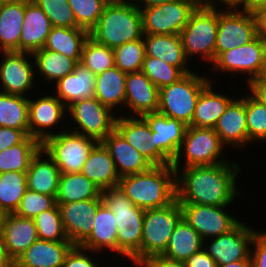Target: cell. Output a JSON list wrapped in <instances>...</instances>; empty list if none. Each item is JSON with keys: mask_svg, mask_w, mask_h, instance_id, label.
Listing matches in <instances>:
<instances>
[{"mask_svg": "<svg viewBox=\"0 0 266 267\" xmlns=\"http://www.w3.org/2000/svg\"><path fill=\"white\" fill-rule=\"evenodd\" d=\"M142 14L143 34L167 35L166 3L140 9Z\"/></svg>", "mask_w": 266, "mask_h": 267, "instance_id": "50", "label": "cell"}, {"mask_svg": "<svg viewBox=\"0 0 266 267\" xmlns=\"http://www.w3.org/2000/svg\"><path fill=\"white\" fill-rule=\"evenodd\" d=\"M125 105L140 117L158 112L159 89L142 71L127 73Z\"/></svg>", "mask_w": 266, "mask_h": 267, "instance_id": "21", "label": "cell"}, {"mask_svg": "<svg viewBox=\"0 0 266 267\" xmlns=\"http://www.w3.org/2000/svg\"><path fill=\"white\" fill-rule=\"evenodd\" d=\"M102 198L57 204L68 240L81 245L91 234Z\"/></svg>", "mask_w": 266, "mask_h": 267, "instance_id": "15", "label": "cell"}, {"mask_svg": "<svg viewBox=\"0 0 266 267\" xmlns=\"http://www.w3.org/2000/svg\"><path fill=\"white\" fill-rule=\"evenodd\" d=\"M184 263L186 267H217L215 260L205 252L204 248L192 254Z\"/></svg>", "mask_w": 266, "mask_h": 267, "instance_id": "55", "label": "cell"}, {"mask_svg": "<svg viewBox=\"0 0 266 267\" xmlns=\"http://www.w3.org/2000/svg\"><path fill=\"white\" fill-rule=\"evenodd\" d=\"M141 71L158 89L177 82L185 75L178 67L150 56L144 57Z\"/></svg>", "mask_w": 266, "mask_h": 267, "instance_id": "43", "label": "cell"}, {"mask_svg": "<svg viewBox=\"0 0 266 267\" xmlns=\"http://www.w3.org/2000/svg\"><path fill=\"white\" fill-rule=\"evenodd\" d=\"M248 140L266 141V105L251 94L245 97Z\"/></svg>", "mask_w": 266, "mask_h": 267, "instance_id": "46", "label": "cell"}, {"mask_svg": "<svg viewBox=\"0 0 266 267\" xmlns=\"http://www.w3.org/2000/svg\"><path fill=\"white\" fill-rule=\"evenodd\" d=\"M215 7H197L180 36L187 59L199 54L208 62L215 61L219 11Z\"/></svg>", "mask_w": 266, "mask_h": 267, "instance_id": "7", "label": "cell"}, {"mask_svg": "<svg viewBox=\"0 0 266 267\" xmlns=\"http://www.w3.org/2000/svg\"><path fill=\"white\" fill-rule=\"evenodd\" d=\"M101 197L116 216L117 253L137 265L145 210L135 206L118 186L101 190Z\"/></svg>", "mask_w": 266, "mask_h": 267, "instance_id": "4", "label": "cell"}, {"mask_svg": "<svg viewBox=\"0 0 266 267\" xmlns=\"http://www.w3.org/2000/svg\"><path fill=\"white\" fill-rule=\"evenodd\" d=\"M65 111V104L54 95H46L37 100L29 99V136L42 144L47 138L55 135V132L46 130L59 124L66 115Z\"/></svg>", "mask_w": 266, "mask_h": 267, "instance_id": "18", "label": "cell"}, {"mask_svg": "<svg viewBox=\"0 0 266 267\" xmlns=\"http://www.w3.org/2000/svg\"><path fill=\"white\" fill-rule=\"evenodd\" d=\"M257 230L239 222L229 232L210 240V245L203 246L205 252L215 260L217 266L241 260H251L249 245Z\"/></svg>", "mask_w": 266, "mask_h": 267, "instance_id": "14", "label": "cell"}, {"mask_svg": "<svg viewBox=\"0 0 266 267\" xmlns=\"http://www.w3.org/2000/svg\"><path fill=\"white\" fill-rule=\"evenodd\" d=\"M196 8L189 0L166 2L167 35H180Z\"/></svg>", "mask_w": 266, "mask_h": 267, "instance_id": "48", "label": "cell"}, {"mask_svg": "<svg viewBox=\"0 0 266 267\" xmlns=\"http://www.w3.org/2000/svg\"><path fill=\"white\" fill-rule=\"evenodd\" d=\"M149 124L155 147L170 161L176 157L187 130V125L159 112L147 113L142 116Z\"/></svg>", "mask_w": 266, "mask_h": 267, "instance_id": "19", "label": "cell"}, {"mask_svg": "<svg viewBox=\"0 0 266 267\" xmlns=\"http://www.w3.org/2000/svg\"><path fill=\"white\" fill-rule=\"evenodd\" d=\"M34 57L35 70L47 78V81H59L74 71L77 63L63 55L44 48L37 50L31 55Z\"/></svg>", "mask_w": 266, "mask_h": 267, "instance_id": "39", "label": "cell"}, {"mask_svg": "<svg viewBox=\"0 0 266 267\" xmlns=\"http://www.w3.org/2000/svg\"><path fill=\"white\" fill-rule=\"evenodd\" d=\"M4 58L0 63V81L4 93L25 96V92L33 89L36 75L35 65H31L27 57L29 52H2ZM34 69V70H33Z\"/></svg>", "mask_w": 266, "mask_h": 267, "instance_id": "17", "label": "cell"}, {"mask_svg": "<svg viewBox=\"0 0 266 267\" xmlns=\"http://www.w3.org/2000/svg\"><path fill=\"white\" fill-rule=\"evenodd\" d=\"M118 187L141 209L163 208L176 200V170L171 164L120 178Z\"/></svg>", "mask_w": 266, "mask_h": 267, "instance_id": "2", "label": "cell"}, {"mask_svg": "<svg viewBox=\"0 0 266 267\" xmlns=\"http://www.w3.org/2000/svg\"><path fill=\"white\" fill-rule=\"evenodd\" d=\"M115 129L153 166L171 164L155 147V139L152 136L151 128L143 117L117 116Z\"/></svg>", "mask_w": 266, "mask_h": 267, "instance_id": "16", "label": "cell"}, {"mask_svg": "<svg viewBox=\"0 0 266 267\" xmlns=\"http://www.w3.org/2000/svg\"><path fill=\"white\" fill-rule=\"evenodd\" d=\"M89 32L83 28L52 27L44 49L62 53L77 64L81 61L82 48Z\"/></svg>", "mask_w": 266, "mask_h": 267, "instance_id": "33", "label": "cell"}, {"mask_svg": "<svg viewBox=\"0 0 266 267\" xmlns=\"http://www.w3.org/2000/svg\"><path fill=\"white\" fill-rule=\"evenodd\" d=\"M251 245L255 248L250 252L252 267H266V233L255 232Z\"/></svg>", "mask_w": 266, "mask_h": 267, "instance_id": "52", "label": "cell"}, {"mask_svg": "<svg viewBox=\"0 0 266 267\" xmlns=\"http://www.w3.org/2000/svg\"><path fill=\"white\" fill-rule=\"evenodd\" d=\"M217 267H252V262L251 260H241L232 263H227L224 265H219Z\"/></svg>", "mask_w": 266, "mask_h": 267, "instance_id": "62", "label": "cell"}, {"mask_svg": "<svg viewBox=\"0 0 266 267\" xmlns=\"http://www.w3.org/2000/svg\"><path fill=\"white\" fill-rule=\"evenodd\" d=\"M214 130L224 145L231 144L238 148L246 143L249 144L245 97L238 100L237 98L233 99L228 104L224 114L218 119Z\"/></svg>", "mask_w": 266, "mask_h": 267, "instance_id": "25", "label": "cell"}, {"mask_svg": "<svg viewBox=\"0 0 266 267\" xmlns=\"http://www.w3.org/2000/svg\"><path fill=\"white\" fill-rule=\"evenodd\" d=\"M14 265L15 261L6 252L0 238V267H13Z\"/></svg>", "mask_w": 266, "mask_h": 267, "instance_id": "58", "label": "cell"}, {"mask_svg": "<svg viewBox=\"0 0 266 267\" xmlns=\"http://www.w3.org/2000/svg\"><path fill=\"white\" fill-rule=\"evenodd\" d=\"M266 7V0H250V12L258 13Z\"/></svg>", "mask_w": 266, "mask_h": 267, "instance_id": "61", "label": "cell"}, {"mask_svg": "<svg viewBox=\"0 0 266 267\" xmlns=\"http://www.w3.org/2000/svg\"><path fill=\"white\" fill-rule=\"evenodd\" d=\"M197 7H215L214 0H189Z\"/></svg>", "mask_w": 266, "mask_h": 267, "instance_id": "63", "label": "cell"}, {"mask_svg": "<svg viewBox=\"0 0 266 267\" xmlns=\"http://www.w3.org/2000/svg\"><path fill=\"white\" fill-rule=\"evenodd\" d=\"M126 75L127 73L115 66L97 74L94 97L112 111L117 105L123 106L126 94Z\"/></svg>", "mask_w": 266, "mask_h": 267, "instance_id": "34", "label": "cell"}, {"mask_svg": "<svg viewBox=\"0 0 266 267\" xmlns=\"http://www.w3.org/2000/svg\"><path fill=\"white\" fill-rule=\"evenodd\" d=\"M42 154H45L43 160ZM61 172L54 161L42 150L31 159L27 176L28 189L56 198Z\"/></svg>", "mask_w": 266, "mask_h": 267, "instance_id": "29", "label": "cell"}, {"mask_svg": "<svg viewBox=\"0 0 266 267\" xmlns=\"http://www.w3.org/2000/svg\"><path fill=\"white\" fill-rule=\"evenodd\" d=\"M219 2H222L229 7H227L226 10L229 9L239 11L240 6H242L240 10L250 12V0H219Z\"/></svg>", "mask_w": 266, "mask_h": 267, "instance_id": "57", "label": "cell"}, {"mask_svg": "<svg viewBox=\"0 0 266 267\" xmlns=\"http://www.w3.org/2000/svg\"><path fill=\"white\" fill-rule=\"evenodd\" d=\"M96 75L91 70L78 63L74 71L56 84V97L60 99L66 107L81 99H89L95 94Z\"/></svg>", "mask_w": 266, "mask_h": 267, "instance_id": "26", "label": "cell"}, {"mask_svg": "<svg viewBox=\"0 0 266 267\" xmlns=\"http://www.w3.org/2000/svg\"><path fill=\"white\" fill-rule=\"evenodd\" d=\"M183 218L193 227L206 244V238L212 239L229 232L240 221L227 213L225 207L198 204H180Z\"/></svg>", "mask_w": 266, "mask_h": 267, "instance_id": "13", "label": "cell"}, {"mask_svg": "<svg viewBox=\"0 0 266 267\" xmlns=\"http://www.w3.org/2000/svg\"><path fill=\"white\" fill-rule=\"evenodd\" d=\"M259 19L260 34L266 40V7L257 13Z\"/></svg>", "mask_w": 266, "mask_h": 267, "instance_id": "59", "label": "cell"}, {"mask_svg": "<svg viewBox=\"0 0 266 267\" xmlns=\"http://www.w3.org/2000/svg\"><path fill=\"white\" fill-rule=\"evenodd\" d=\"M98 141L67 129L55 133L42 144V150L54 161L61 173H80L89 153Z\"/></svg>", "mask_w": 266, "mask_h": 267, "instance_id": "6", "label": "cell"}, {"mask_svg": "<svg viewBox=\"0 0 266 267\" xmlns=\"http://www.w3.org/2000/svg\"><path fill=\"white\" fill-rule=\"evenodd\" d=\"M67 111L78 125L71 131L92 137L98 142H102L115 129L117 117L95 97L76 101L67 107Z\"/></svg>", "mask_w": 266, "mask_h": 267, "instance_id": "12", "label": "cell"}, {"mask_svg": "<svg viewBox=\"0 0 266 267\" xmlns=\"http://www.w3.org/2000/svg\"><path fill=\"white\" fill-rule=\"evenodd\" d=\"M6 215H7V213L0 206V232H1L2 225L4 223V219H5Z\"/></svg>", "mask_w": 266, "mask_h": 267, "instance_id": "64", "label": "cell"}, {"mask_svg": "<svg viewBox=\"0 0 266 267\" xmlns=\"http://www.w3.org/2000/svg\"><path fill=\"white\" fill-rule=\"evenodd\" d=\"M48 17L52 27H77V21L68 0H33Z\"/></svg>", "mask_w": 266, "mask_h": 267, "instance_id": "47", "label": "cell"}, {"mask_svg": "<svg viewBox=\"0 0 266 267\" xmlns=\"http://www.w3.org/2000/svg\"><path fill=\"white\" fill-rule=\"evenodd\" d=\"M80 63L97 75L115 66L114 50L89 36L84 42Z\"/></svg>", "mask_w": 266, "mask_h": 267, "instance_id": "41", "label": "cell"}, {"mask_svg": "<svg viewBox=\"0 0 266 267\" xmlns=\"http://www.w3.org/2000/svg\"><path fill=\"white\" fill-rule=\"evenodd\" d=\"M0 238L6 252L14 261L39 239L34 220L15 213L6 215Z\"/></svg>", "mask_w": 266, "mask_h": 267, "instance_id": "20", "label": "cell"}, {"mask_svg": "<svg viewBox=\"0 0 266 267\" xmlns=\"http://www.w3.org/2000/svg\"><path fill=\"white\" fill-rule=\"evenodd\" d=\"M200 234L182 218L170 236L166 250L161 254L169 259L187 260L203 248Z\"/></svg>", "mask_w": 266, "mask_h": 267, "instance_id": "35", "label": "cell"}, {"mask_svg": "<svg viewBox=\"0 0 266 267\" xmlns=\"http://www.w3.org/2000/svg\"><path fill=\"white\" fill-rule=\"evenodd\" d=\"M124 1L128 2L129 0H124ZM133 1H136V2H134V3L132 2V4H134L139 9H142V8H147V7L160 5V4H163V3H166V2H170L172 0H133ZM140 1L143 2L144 7H141L139 4H137Z\"/></svg>", "mask_w": 266, "mask_h": 267, "instance_id": "60", "label": "cell"}, {"mask_svg": "<svg viewBox=\"0 0 266 267\" xmlns=\"http://www.w3.org/2000/svg\"><path fill=\"white\" fill-rule=\"evenodd\" d=\"M109 2L110 0H68L77 21V28L90 32L97 25Z\"/></svg>", "mask_w": 266, "mask_h": 267, "instance_id": "45", "label": "cell"}, {"mask_svg": "<svg viewBox=\"0 0 266 267\" xmlns=\"http://www.w3.org/2000/svg\"><path fill=\"white\" fill-rule=\"evenodd\" d=\"M28 189L26 172L8 171L0 174V206L7 213H15Z\"/></svg>", "mask_w": 266, "mask_h": 267, "instance_id": "40", "label": "cell"}, {"mask_svg": "<svg viewBox=\"0 0 266 267\" xmlns=\"http://www.w3.org/2000/svg\"><path fill=\"white\" fill-rule=\"evenodd\" d=\"M74 244L70 241L36 240L16 260L17 267H62Z\"/></svg>", "mask_w": 266, "mask_h": 267, "instance_id": "23", "label": "cell"}, {"mask_svg": "<svg viewBox=\"0 0 266 267\" xmlns=\"http://www.w3.org/2000/svg\"><path fill=\"white\" fill-rule=\"evenodd\" d=\"M27 0H12L0 5V50L19 52V39Z\"/></svg>", "mask_w": 266, "mask_h": 267, "instance_id": "30", "label": "cell"}, {"mask_svg": "<svg viewBox=\"0 0 266 267\" xmlns=\"http://www.w3.org/2000/svg\"><path fill=\"white\" fill-rule=\"evenodd\" d=\"M56 205L54 196L44 195L30 189L24 193L15 214L25 217L34 218L43 211L52 209Z\"/></svg>", "mask_w": 266, "mask_h": 267, "instance_id": "49", "label": "cell"}, {"mask_svg": "<svg viewBox=\"0 0 266 267\" xmlns=\"http://www.w3.org/2000/svg\"><path fill=\"white\" fill-rule=\"evenodd\" d=\"M80 173L101 190L117 187L120 181L114 161L102 142L93 147Z\"/></svg>", "mask_w": 266, "mask_h": 267, "instance_id": "27", "label": "cell"}, {"mask_svg": "<svg viewBox=\"0 0 266 267\" xmlns=\"http://www.w3.org/2000/svg\"><path fill=\"white\" fill-rule=\"evenodd\" d=\"M137 267H186L182 261L169 259L163 255L149 256L140 261Z\"/></svg>", "mask_w": 266, "mask_h": 267, "instance_id": "54", "label": "cell"}, {"mask_svg": "<svg viewBox=\"0 0 266 267\" xmlns=\"http://www.w3.org/2000/svg\"><path fill=\"white\" fill-rule=\"evenodd\" d=\"M27 136L23 130L0 127V152L21 143Z\"/></svg>", "mask_w": 266, "mask_h": 267, "instance_id": "53", "label": "cell"}, {"mask_svg": "<svg viewBox=\"0 0 266 267\" xmlns=\"http://www.w3.org/2000/svg\"><path fill=\"white\" fill-rule=\"evenodd\" d=\"M80 246L90 252L107 248L117 252L116 216L104 203L97 210L90 236Z\"/></svg>", "mask_w": 266, "mask_h": 267, "instance_id": "31", "label": "cell"}, {"mask_svg": "<svg viewBox=\"0 0 266 267\" xmlns=\"http://www.w3.org/2000/svg\"><path fill=\"white\" fill-rule=\"evenodd\" d=\"M7 1H12V0H0V5L7 2Z\"/></svg>", "mask_w": 266, "mask_h": 267, "instance_id": "65", "label": "cell"}, {"mask_svg": "<svg viewBox=\"0 0 266 267\" xmlns=\"http://www.w3.org/2000/svg\"><path fill=\"white\" fill-rule=\"evenodd\" d=\"M102 198L101 189L81 173H61L56 204Z\"/></svg>", "mask_w": 266, "mask_h": 267, "instance_id": "36", "label": "cell"}, {"mask_svg": "<svg viewBox=\"0 0 266 267\" xmlns=\"http://www.w3.org/2000/svg\"><path fill=\"white\" fill-rule=\"evenodd\" d=\"M237 163L186 167L176 172V199L180 204L229 206L236 194ZM181 174V175H180Z\"/></svg>", "mask_w": 266, "mask_h": 267, "instance_id": "1", "label": "cell"}, {"mask_svg": "<svg viewBox=\"0 0 266 267\" xmlns=\"http://www.w3.org/2000/svg\"><path fill=\"white\" fill-rule=\"evenodd\" d=\"M211 85L210 82L201 91L195 106L192 123L189 126L214 128L228 104L233 100L230 96L216 93L212 90Z\"/></svg>", "mask_w": 266, "mask_h": 267, "instance_id": "32", "label": "cell"}, {"mask_svg": "<svg viewBox=\"0 0 266 267\" xmlns=\"http://www.w3.org/2000/svg\"><path fill=\"white\" fill-rule=\"evenodd\" d=\"M251 91V95L257 99L260 103L266 105V76L262 75L259 78L252 79L248 82V86Z\"/></svg>", "mask_w": 266, "mask_h": 267, "instance_id": "56", "label": "cell"}, {"mask_svg": "<svg viewBox=\"0 0 266 267\" xmlns=\"http://www.w3.org/2000/svg\"><path fill=\"white\" fill-rule=\"evenodd\" d=\"M41 143L27 136L21 143L0 152V174L8 171L26 172Z\"/></svg>", "mask_w": 266, "mask_h": 267, "instance_id": "38", "label": "cell"}, {"mask_svg": "<svg viewBox=\"0 0 266 267\" xmlns=\"http://www.w3.org/2000/svg\"><path fill=\"white\" fill-rule=\"evenodd\" d=\"M113 50L115 67L125 73L141 71L145 57L143 38L127 42Z\"/></svg>", "mask_w": 266, "mask_h": 267, "instance_id": "42", "label": "cell"}, {"mask_svg": "<svg viewBox=\"0 0 266 267\" xmlns=\"http://www.w3.org/2000/svg\"><path fill=\"white\" fill-rule=\"evenodd\" d=\"M19 39V52L33 53L44 47L51 23L42 9L33 0H27Z\"/></svg>", "mask_w": 266, "mask_h": 267, "instance_id": "24", "label": "cell"}, {"mask_svg": "<svg viewBox=\"0 0 266 267\" xmlns=\"http://www.w3.org/2000/svg\"><path fill=\"white\" fill-rule=\"evenodd\" d=\"M209 80L191 72L177 82L162 87L159 89L158 112L189 126L192 123L199 95L211 82Z\"/></svg>", "mask_w": 266, "mask_h": 267, "instance_id": "5", "label": "cell"}, {"mask_svg": "<svg viewBox=\"0 0 266 267\" xmlns=\"http://www.w3.org/2000/svg\"><path fill=\"white\" fill-rule=\"evenodd\" d=\"M182 218V209L177 199L166 207L145 210L140 261L149 256L161 255L166 250L170 236Z\"/></svg>", "mask_w": 266, "mask_h": 267, "instance_id": "8", "label": "cell"}, {"mask_svg": "<svg viewBox=\"0 0 266 267\" xmlns=\"http://www.w3.org/2000/svg\"><path fill=\"white\" fill-rule=\"evenodd\" d=\"M86 251L89 252L80 245H74L66 255L62 267H98L99 265L85 253Z\"/></svg>", "mask_w": 266, "mask_h": 267, "instance_id": "51", "label": "cell"}, {"mask_svg": "<svg viewBox=\"0 0 266 267\" xmlns=\"http://www.w3.org/2000/svg\"><path fill=\"white\" fill-rule=\"evenodd\" d=\"M102 143L108 149L121 177L149 170L153 165L114 129Z\"/></svg>", "mask_w": 266, "mask_h": 267, "instance_id": "22", "label": "cell"}, {"mask_svg": "<svg viewBox=\"0 0 266 267\" xmlns=\"http://www.w3.org/2000/svg\"><path fill=\"white\" fill-rule=\"evenodd\" d=\"M224 146L214 128L188 126L171 165L179 172L182 151L185 155V168L229 162L221 157Z\"/></svg>", "mask_w": 266, "mask_h": 267, "instance_id": "9", "label": "cell"}, {"mask_svg": "<svg viewBox=\"0 0 266 267\" xmlns=\"http://www.w3.org/2000/svg\"><path fill=\"white\" fill-rule=\"evenodd\" d=\"M145 56L159 58L169 65L178 67L184 74L191 73L187 68V57L180 35H143Z\"/></svg>", "mask_w": 266, "mask_h": 267, "instance_id": "28", "label": "cell"}, {"mask_svg": "<svg viewBox=\"0 0 266 267\" xmlns=\"http://www.w3.org/2000/svg\"><path fill=\"white\" fill-rule=\"evenodd\" d=\"M0 127L23 130L29 136V97L0 91Z\"/></svg>", "mask_w": 266, "mask_h": 267, "instance_id": "37", "label": "cell"}, {"mask_svg": "<svg viewBox=\"0 0 266 267\" xmlns=\"http://www.w3.org/2000/svg\"><path fill=\"white\" fill-rule=\"evenodd\" d=\"M260 34L257 13L242 10L219 12L215 59L224 51L254 40Z\"/></svg>", "mask_w": 266, "mask_h": 267, "instance_id": "10", "label": "cell"}, {"mask_svg": "<svg viewBox=\"0 0 266 267\" xmlns=\"http://www.w3.org/2000/svg\"><path fill=\"white\" fill-rule=\"evenodd\" d=\"M215 70L247 73L248 82L266 71V40L259 34L254 40L222 52L213 62Z\"/></svg>", "mask_w": 266, "mask_h": 267, "instance_id": "11", "label": "cell"}, {"mask_svg": "<svg viewBox=\"0 0 266 267\" xmlns=\"http://www.w3.org/2000/svg\"><path fill=\"white\" fill-rule=\"evenodd\" d=\"M38 238L47 241H69L57 204L33 218Z\"/></svg>", "mask_w": 266, "mask_h": 267, "instance_id": "44", "label": "cell"}, {"mask_svg": "<svg viewBox=\"0 0 266 267\" xmlns=\"http://www.w3.org/2000/svg\"><path fill=\"white\" fill-rule=\"evenodd\" d=\"M142 14L132 2L110 0L89 36L109 48L143 38Z\"/></svg>", "mask_w": 266, "mask_h": 267, "instance_id": "3", "label": "cell"}]
</instances>
